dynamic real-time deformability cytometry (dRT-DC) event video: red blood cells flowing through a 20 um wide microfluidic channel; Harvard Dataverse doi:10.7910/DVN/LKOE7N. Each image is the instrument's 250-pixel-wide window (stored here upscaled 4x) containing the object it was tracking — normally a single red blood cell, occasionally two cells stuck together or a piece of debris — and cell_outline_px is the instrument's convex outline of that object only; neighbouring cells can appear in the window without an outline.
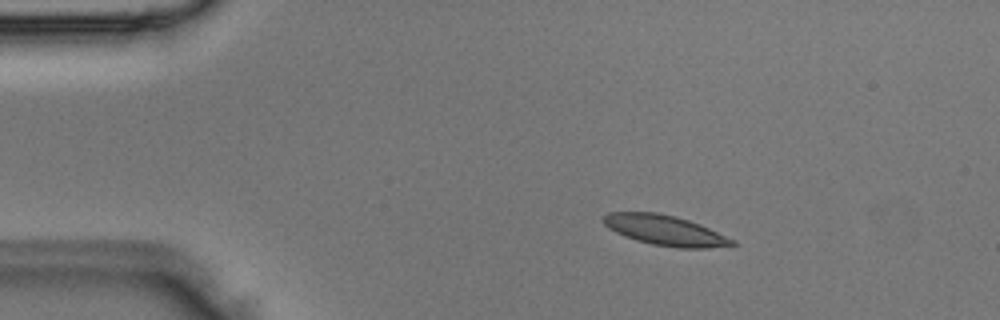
{"species": "Egyptian fruit bat (a non-hibernating species)", "species_latin": "Rousettus aegyptiacus", "temperature_condition": "room temperature", "stored_images_in_passage": 3, "camera_frame_rate_fps": 3000, "um_per_image_px": 0.085, "animal": {"sex": "male"}, "frame": {"image": 1, "passage_image": 1, "time_ms": 0.0, "image_size_px": [1000, 320], "cell_outline_px": [[736, 244], [708, 248], [676, 248], [652, 244], [636, 240], [624, 236], [608, 228], [600, 220], [600, 216], [608, 212], [656, 212], [688, 220], [700, 224], [736, 240]], "centroid_in_image_um": [56.48, 19.57], "position_along_channel_um": 28.5, "area_um2": 22.72}}